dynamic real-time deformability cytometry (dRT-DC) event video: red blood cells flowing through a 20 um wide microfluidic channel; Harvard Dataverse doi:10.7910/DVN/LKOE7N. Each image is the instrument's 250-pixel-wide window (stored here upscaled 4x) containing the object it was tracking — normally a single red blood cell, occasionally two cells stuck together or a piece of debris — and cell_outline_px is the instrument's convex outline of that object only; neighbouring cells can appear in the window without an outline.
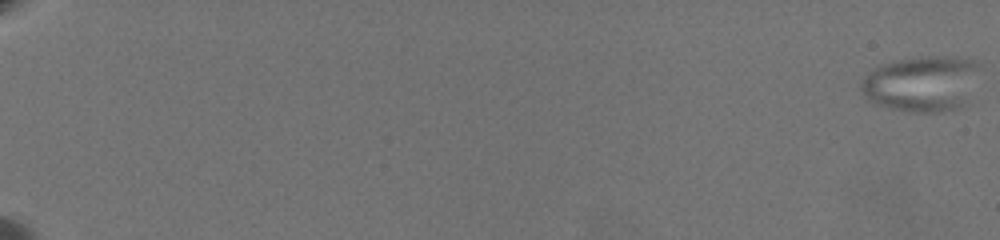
{"species": "common noctule bat (a hibernating species)", "species_latin": "Nyctalus noctula", "temperature_condition": "warm", "stored_images_in_passage": 65, "camera_frame_rate_fps": 3000, "um_per_image_px": 0.085, "animal": {"sex": "female", "body_mass_g": 19.5, "forearm_length_mm": 54.1}, "frame": {"image": 1, "passage_image": 1, "time_ms": 0.0, "image_size_px": [1000, 240], "cell_outline_px": [[980, 64], [964, 104], [960, 108], [936, 112], [908, 112], [888, 108], [872, 104], [868, 100], [860, 88], [860, 80], [872, 68], [880, 64], [900, 60], [924, 56], [952, 56], [976, 60]], "centroid_in_image_um": [78.27, 7.11], "position_along_channel_um": 6.7, "area_um2": 38.61}}
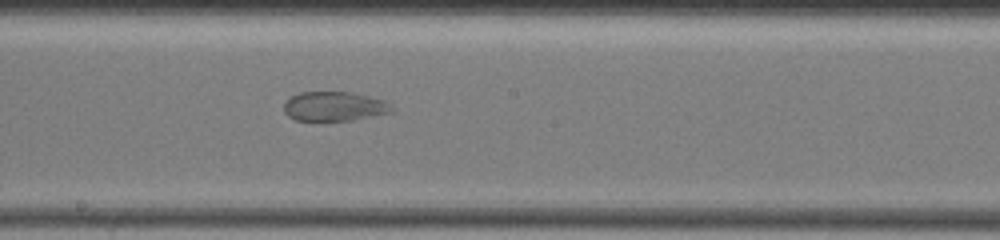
{"frame": {"image": 2, "passage_image": 41, "time_ms": 13.333, "image_size_px": [1000, 240], "cell_outline_px": [[396, 112], [352, 120], [296, 120], [288, 116], [284, 112], [284, 104], [292, 96], [300, 92], [352, 92], [384, 100], [396, 108]], "centroid_in_image_um": [28.48, 9.04], "position_along_channel_um": 219.7, "area_um2": 18.55}}
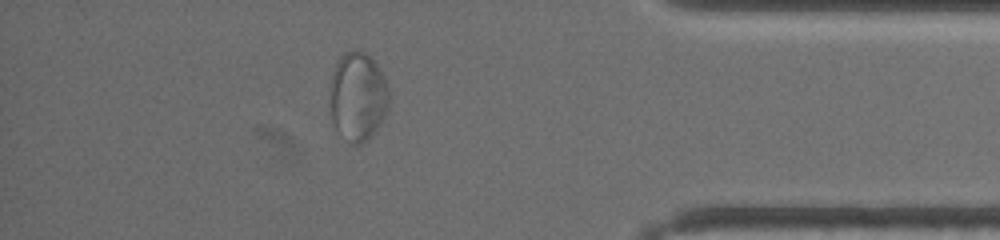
{"frame": {"image": 3, "passage_image": 59, "time_ms": 19.333, "image_size_px": [1000, 240], "cell_outline_px": [[388, 108], [380, 124], [360, 144], [352, 144], [336, 128], [332, 120], [332, 72], [340, 56], [344, 52], [364, 52], [376, 64], [388, 88]], "centroid_in_image_um": [30.42, 8.2], "position_along_channel_um": 404.8, "area_um2": 29.3}}